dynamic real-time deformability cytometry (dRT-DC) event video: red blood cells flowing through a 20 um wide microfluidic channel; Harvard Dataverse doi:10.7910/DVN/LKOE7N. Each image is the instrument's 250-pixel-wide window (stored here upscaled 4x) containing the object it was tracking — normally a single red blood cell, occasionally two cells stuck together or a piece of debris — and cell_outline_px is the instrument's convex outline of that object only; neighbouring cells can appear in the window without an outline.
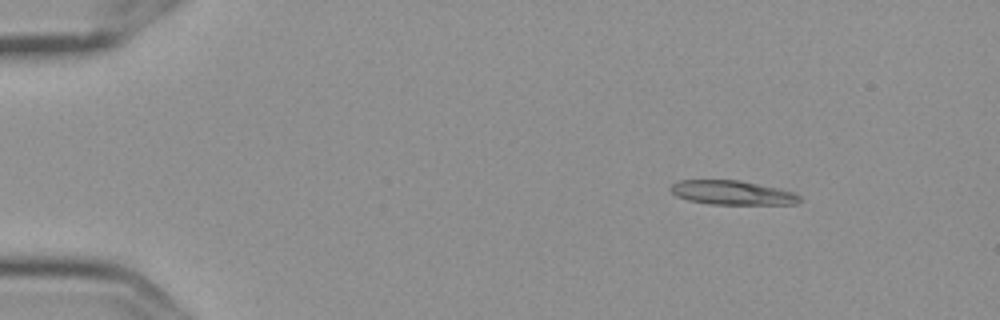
{"species": "Egyptian fruit bat (a non-hibernating species)", "species_latin": "Rousettus aegyptiacus", "temperature_condition": "cold", "stored_images_in_passage": 5, "camera_frame_rate_fps": 3000, "um_per_image_px": 0.085, "frame": {"image": 1, "passage_image": 2, "time_ms": 0.333, "image_size_px": [1000, 320], "cell_outline_px": [[800, 200], [796, 204], [712, 204], [688, 200], [676, 196], [668, 188], [672, 184], [680, 180], [740, 180], [780, 188], [792, 192], [800, 196]], "centroid_in_image_um": [62.22, 16.37], "position_along_channel_um": 22.8, "area_um2": 18.15}}
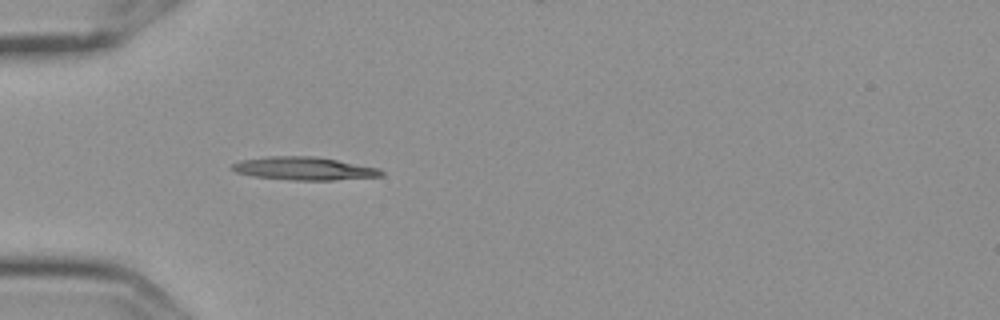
{"frame": {"image": 2, "passage_image": 5, "time_ms": 1.333, "image_size_px": [1000, 320], "cell_outline_px": [[384, 176], [332, 180], [292, 180], [252, 176], [236, 172], [228, 168], [232, 164], [240, 160], [268, 156], [312, 156], [336, 160], [380, 168], [384, 172]], "centroid_in_image_um": [25.81, 14.32], "position_along_channel_um": 59.2, "area_um2": 20.11}}